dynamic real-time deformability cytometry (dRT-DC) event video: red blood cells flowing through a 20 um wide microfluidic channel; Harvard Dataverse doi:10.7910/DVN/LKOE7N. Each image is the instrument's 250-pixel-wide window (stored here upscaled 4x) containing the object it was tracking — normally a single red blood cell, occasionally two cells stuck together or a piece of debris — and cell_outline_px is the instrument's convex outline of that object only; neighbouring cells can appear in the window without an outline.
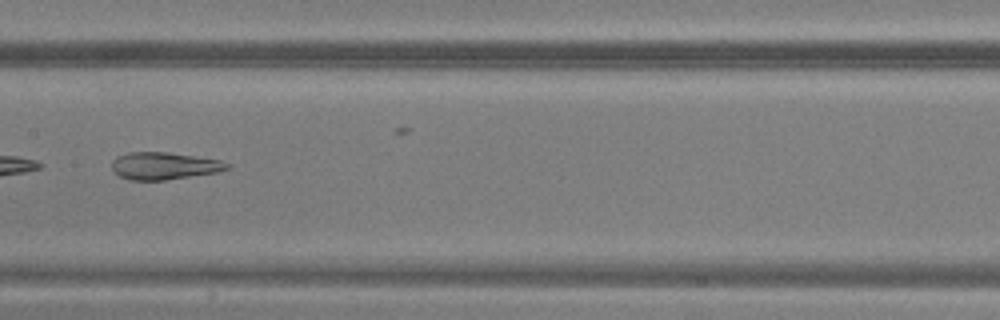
{"species": "common noctule bat (a hibernating species)", "species_latin": "Nyctalus noctula", "temperature_condition": "warm", "stored_images_in_passage": 38, "camera_frame_rate_fps": 3000, "um_per_image_px": 0.085, "animal": {"sex": "male", "body_mass_g": 20.5, "forearm_length_mm": 52.5}, "frame": {"image": 1, "passage_image": 17, "time_ms": 5.333, "image_size_px": [1000, 320], "cell_outline_px": [[232, 164], [228, 168], [216, 172], [164, 180], [128, 180], [120, 176], [112, 168], [112, 160], [116, 156], [128, 152], [168, 152], [220, 160]], "centroid_in_image_um": [13.92, 14.09], "position_along_channel_um": 193.5, "area_um2": 18.21}}
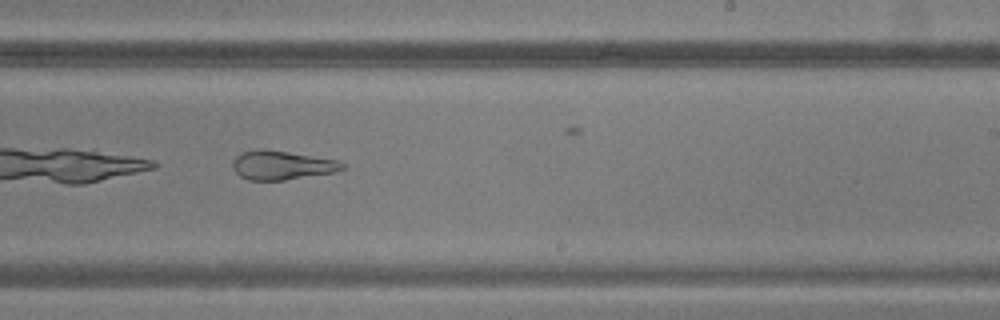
{"frame": {"image": 2, "passage_image": 22, "time_ms": 7.0, "image_size_px": [1000, 320], "cell_outline_px": [[348, 168], [336, 172], [284, 180], [248, 180], [240, 176], [232, 168], [232, 160], [236, 156], [244, 152], [256, 148], [264, 148], [336, 160], [348, 164]], "centroid_in_image_um": [23.97, 14.04], "position_along_channel_um": 265.0, "area_um2": 18.73}}